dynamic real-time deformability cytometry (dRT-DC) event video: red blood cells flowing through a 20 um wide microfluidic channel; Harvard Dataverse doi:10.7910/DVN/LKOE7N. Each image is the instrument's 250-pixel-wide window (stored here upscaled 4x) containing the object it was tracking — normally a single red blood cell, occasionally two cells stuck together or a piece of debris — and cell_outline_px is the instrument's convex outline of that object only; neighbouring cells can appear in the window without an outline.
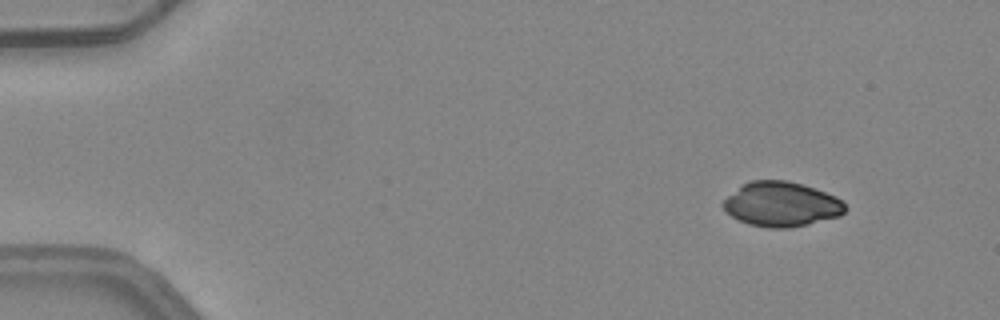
{"species": "common noctule bat (a hibernating species)", "species_latin": "Nyctalus noctula", "temperature_condition": "warm", "stored_images_in_passage": 6, "camera_frame_rate_fps": 3000, "um_per_image_px": 0.085, "animal": {"sex": "female", "body_mass_g": 24.6, "forearm_length_mm": 56.2}, "frame": {"image": 1, "passage_image": 2, "time_ms": 0.333, "image_size_px": [1000, 320], "cell_outline_px": [[848, 208], [840, 216], [808, 224], [788, 228], [768, 228], [748, 224], [732, 216], [720, 204], [728, 196], [744, 184], [752, 180], [788, 180], [804, 184], [836, 196]], "centroid_in_image_um": [66.45, 17.36], "position_along_channel_um": 18.6, "area_um2": 31.67}}